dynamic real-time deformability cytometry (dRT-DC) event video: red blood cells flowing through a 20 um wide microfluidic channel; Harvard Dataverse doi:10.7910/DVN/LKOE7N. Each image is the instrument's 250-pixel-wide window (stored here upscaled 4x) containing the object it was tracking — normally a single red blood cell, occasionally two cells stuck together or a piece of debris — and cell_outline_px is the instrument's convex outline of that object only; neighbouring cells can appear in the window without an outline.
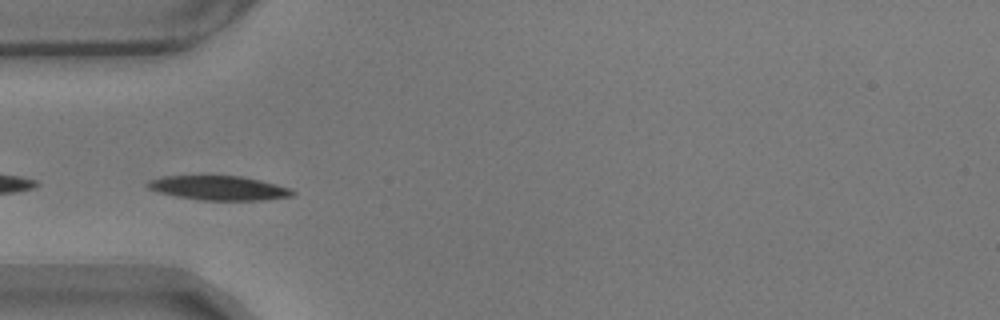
{"species": "common noctule bat (a hibernating species)", "species_latin": "Nyctalus noctula", "temperature_condition": "warm", "stored_images_in_passage": 34, "camera_frame_rate_fps": 3000, "um_per_image_px": 0.085, "animal": {"sex": "male", "body_mass_g": 17.9}, "frame": {"image": 1, "passage_image": 2, "time_ms": 0.333, "image_size_px": [1000, 320], "cell_outline_px": [[296, 192], [292, 196], [260, 200], [204, 200], [176, 196], [160, 192], [148, 188], [144, 184], [148, 180], [164, 176], [240, 176], [276, 184], [292, 188]], "centroid_in_image_um": [18.6, 15.97], "position_along_channel_um": 66.4, "area_um2": 20.35}}
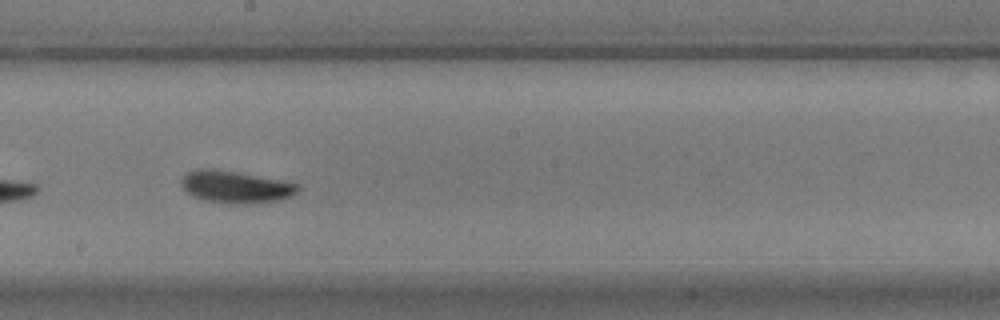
{"frame": {"image": 2, "passage_image": 16, "time_ms": 5.0, "image_size_px": [1000, 320], "cell_outline_px": [[300, 188], [292, 196], [280, 200], [252, 204], [232, 204], [204, 200], [192, 196], [180, 184], [180, 180], [188, 172], [196, 168], [208, 168], [236, 172], [300, 184]], "centroid_in_image_um": [20.02, 15.9], "position_along_channel_um": 228.2, "area_um2": 21.85}}
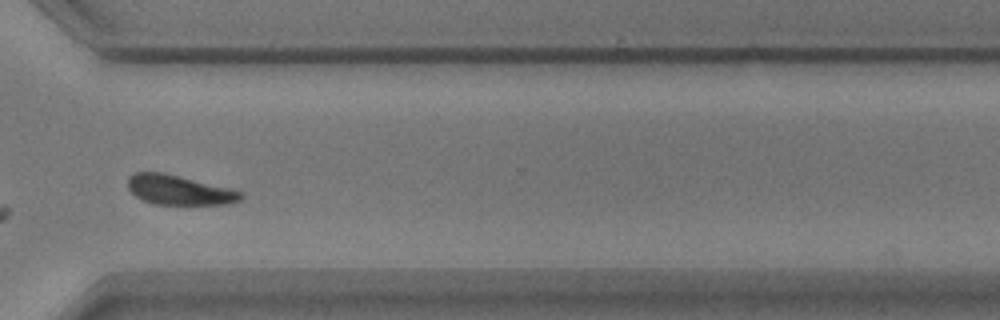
{"frame": {"image": 3, "passage_image": 27, "time_ms": 8.667, "image_size_px": [1000, 320], "cell_outline_px": [[244, 196], [240, 200], [228, 204], [156, 204], [144, 200], [136, 196], [128, 188], [128, 176], [136, 172], [160, 172], [232, 188], [244, 192]], "centroid_in_image_um": [15.26, 16.15], "position_along_channel_um": 355.3, "area_um2": 19.42}, "authors_computed_cell_mechanics": {"area_um2": 20.1433, "velocity_mm_per_s": 3.4665, "shape_relaxation_time_tau1_ms": 5.2047, "shape_relaxation_time_tau2_ms": 2.5977, "deformation_change_tau1": 0.198, "deformation_change_tau2": 0.0772}}